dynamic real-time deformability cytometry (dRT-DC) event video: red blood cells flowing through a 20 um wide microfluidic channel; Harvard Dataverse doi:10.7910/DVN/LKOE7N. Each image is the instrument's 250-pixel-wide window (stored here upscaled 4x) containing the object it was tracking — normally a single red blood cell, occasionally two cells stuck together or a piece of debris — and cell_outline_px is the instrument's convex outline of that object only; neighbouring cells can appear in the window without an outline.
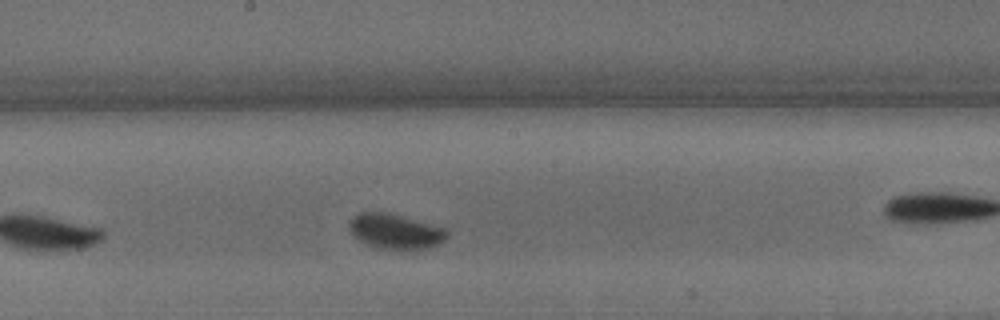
{"species": "common noctule bat (a hibernating species)", "species_latin": "Nyctalus noctula", "temperature_condition": "warm", "stored_images_in_passage": 20, "camera_frame_rate_fps": 3000, "um_per_image_px": 0.085, "animal": {"sex": "male", "body_mass_g": 15.6}, "frame": {"image": 1, "passage_image": 14, "time_ms": 4.333, "image_size_px": [1000, 320], "cell_outline_px": [[448, 236], [440, 244], [428, 248], [392, 252], [372, 248], [360, 240], [348, 228], [348, 220], [360, 212], [388, 212], [444, 228], [448, 232]], "centroid_in_image_um": [33.58, 19.71], "position_along_channel_um": 214.6, "area_um2": 20.52}}